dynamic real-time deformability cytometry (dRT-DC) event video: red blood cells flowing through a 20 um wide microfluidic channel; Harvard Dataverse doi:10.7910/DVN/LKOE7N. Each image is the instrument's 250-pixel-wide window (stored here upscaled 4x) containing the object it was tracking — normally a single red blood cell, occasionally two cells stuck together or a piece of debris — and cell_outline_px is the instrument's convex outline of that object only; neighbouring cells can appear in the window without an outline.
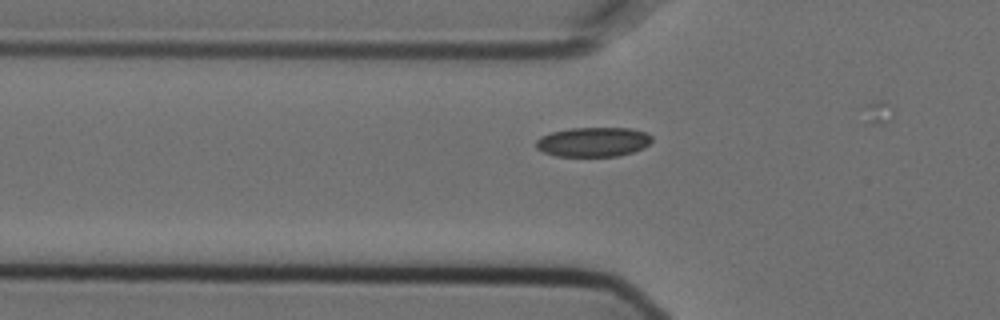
{"species": "Egyptian fruit bat (a non-hibernating species)", "species_latin": "Rousettus aegyptiacus", "temperature_condition": "cold", "stored_images_in_passage": 5, "camera_frame_rate_fps": 3000, "um_per_image_px": 0.085, "animal": {"sex": "female"}, "frame": {"image": 1, "passage_image": 5, "time_ms": 1.333, "image_size_px": [1000, 320], "cell_outline_px": [[652, 140], [644, 148], [632, 152], [616, 156], [556, 156], [544, 152], [536, 148], [536, 140], [540, 136], [552, 132], [572, 128], [632, 128], [648, 132], [652, 136]], "centroid_in_image_um": [50.44, 12.06], "position_along_channel_um": 75.4, "area_um2": 20.0}}